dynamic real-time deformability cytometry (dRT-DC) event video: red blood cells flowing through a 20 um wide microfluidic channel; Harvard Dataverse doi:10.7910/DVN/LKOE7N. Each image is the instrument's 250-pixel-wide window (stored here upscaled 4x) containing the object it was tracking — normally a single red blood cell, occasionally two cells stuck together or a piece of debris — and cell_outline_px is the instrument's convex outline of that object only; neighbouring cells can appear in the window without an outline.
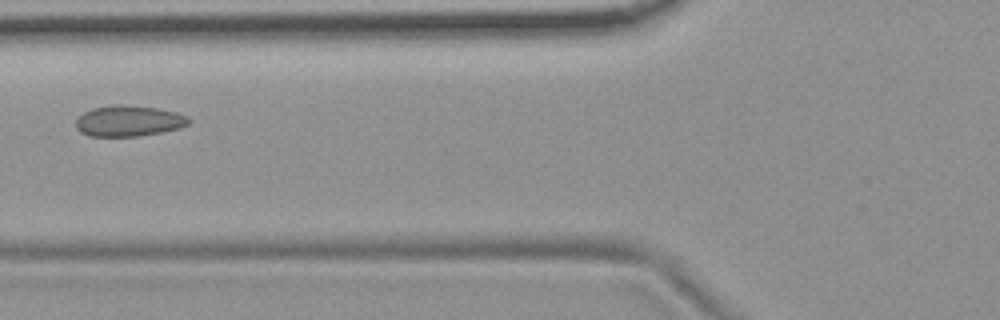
{"species": "common noctule bat (a hibernating species)", "species_latin": "Nyctalus noctula", "temperature_condition": "room temperature", "stored_images_in_passage": 6, "camera_frame_rate_fps": 3000, "um_per_image_px": 0.085, "animal": {"sex": "female", "body_mass_g": 19.9}, "frame": {"image": 1, "passage_image": 4, "time_ms": 1.0, "image_size_px": [1000, 320], "cell_outline_px": [[192, 120], [188, 124], [180, 128], [140, 136], [88, 136], [80, 132], [76, 128], [76, 120], [84, 112], [92, 108], [116, 104], [124, 104], [156, 108], [176, 112], [188, 116]], "centroid_in_image_um": [10.95, 10.28], "position_along_channel_um": 114.9, "area_um2": 20.4}}
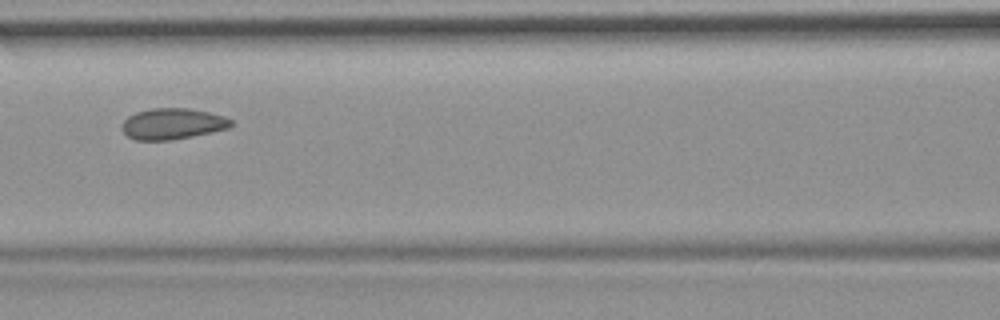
{"frame": {"image": 2, "passage_image": 5, "time_ms": 1.333, "image_size_px": [1000, 320], "cell_outline_px": [[232, 124], [228, 128], [212, 132], [192, 136], [168, 140], [136, 140], [128, 136], [120, 128], [120, 124], [128, 116], [136, 112], [152, 108], [192, 108], [224, 116], [232, 120]], "centroid_in_image_um": [14.64, 10.51], "position_along_channel_um": 152.0, "area_um2": 19.77}}